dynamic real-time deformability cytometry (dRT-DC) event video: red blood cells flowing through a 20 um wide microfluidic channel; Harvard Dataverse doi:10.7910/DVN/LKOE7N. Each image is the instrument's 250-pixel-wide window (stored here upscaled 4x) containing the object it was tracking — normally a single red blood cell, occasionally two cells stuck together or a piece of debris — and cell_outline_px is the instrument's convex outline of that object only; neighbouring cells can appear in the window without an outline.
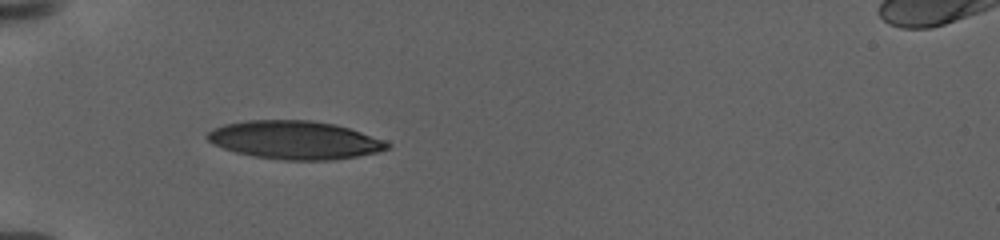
{"species": "human", "species_latin": "Homo sapiens", "temperature_condition": "warm", "stored_images_in_passage": 76, "camera_frame_rate_fps": 3000, "um_per_image_px": 0.085, "donor": {"sex": "female"}, "frame": {"image": 1, "passage_image": 1, "time_ms": 0.0, "image_size_px": [1000, 240], "cell_outline_px": [[392, 144], [388, 148], [376, 152], [336, 160], [284, 160], [252, 156], [236, 152], [212, 144], [204, 136], [212, 128], [224, 124], [248, 120], [312, 120], [336, 124], [384, 140]], "centroid_in_image_um": [25.02, 11.9], "position_along_channel_um": 60.0, "area_um2": 40.17}}
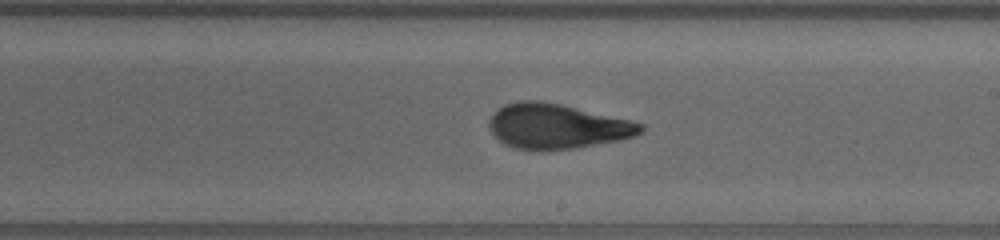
{"frame": {"image": 2, "passage_image": 34, "time_ms": 6.667, "image_size_px": [1000, 240], "cell_outline_px": [[644, 128], [636, 136], [620, 140], [576, 148], [540, 152], [516, 148], [504, 144], [492, 132], [492, 116], [500, 108], [508, 104], [524, 100], [540, 100], [560, 104], [628, 120], [644, 124]], "centroid_in_image_um": [47.38, 10.76], "position_along_channel_um": 241.6, "area_um2": 39.19}}
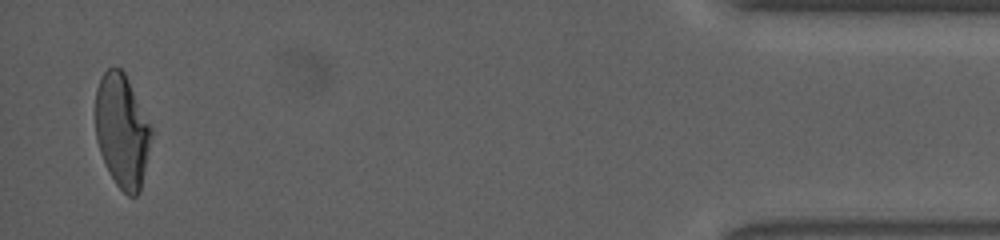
{"frame": {"image": 3, "passage_image": 72, "time_ms": 15.333, "image_size_px": [1000, 240], "cell_outline_px": [[152, 136], [140, 192], [136, 196], [128, 196], [116, 184], [100, 152], [96, 140], [96, 88], [104, 72], [108, 68], [120, 68], [124, 72], [152, 128]], "centroid_in_image_um": [10.38, 11.13], "position_along_channel_um": 424.8, "area_um2": 36.47}, "authors_computed_cell_mechanics": {"area_um2": 38.7838, "velocity_mm_per_s": 2.9248, "shape_relaxation_time_tau1_ms": 10.2299, "shape_relaxation_time_tau2_ms": 1.4739, "deformation_change_tau1": 0.302, "deformation_change_tau2": 0.0815}}